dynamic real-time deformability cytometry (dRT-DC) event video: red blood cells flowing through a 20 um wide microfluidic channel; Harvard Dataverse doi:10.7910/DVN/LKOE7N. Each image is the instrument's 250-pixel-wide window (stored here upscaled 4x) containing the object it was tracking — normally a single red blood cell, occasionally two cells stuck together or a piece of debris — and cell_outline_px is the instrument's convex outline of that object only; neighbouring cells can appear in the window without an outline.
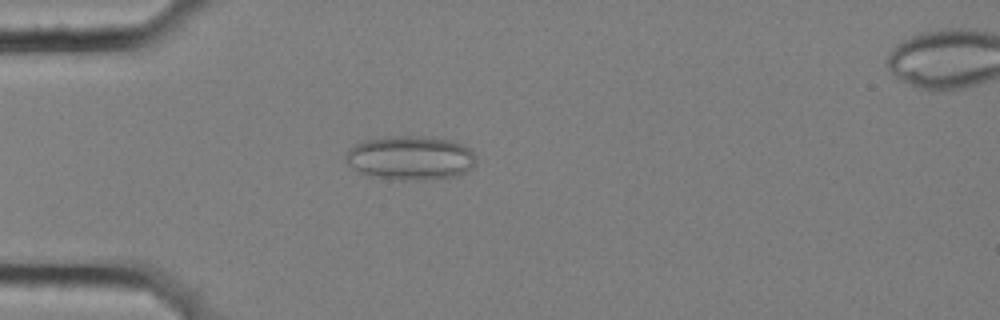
{"species": "common noctule bat (a hibernating species)", "species_latin": "Nyctalus noctula", "temperature_condition": "cold", "stored_images_in_passage": 51, "camera_frame_rate_fps": 3000, "um_per_image_px": 0.085, "animal": {"sex": "female", "body_mass_g": 25.1}, "frame": {"image": 1, "passage_image": 10, "time_ms": 3.0, "image_size_px": [1000, 320], "cell_outline_px": [[476, 164], [464, 172], [456, 176], [424, 180], [400, 180], [368, 176], [360, 172], [348, 164], [344, 160], [344, 152], [348, 148], [364, 140], [388, 136], [420, 136], [448, 140], [460, 144], [468, 148], [476, 156]], "centroid_in_image_um": [34.83, 13.43], "position_along_channel_um": 50.2, "area_um2": 33.64}}
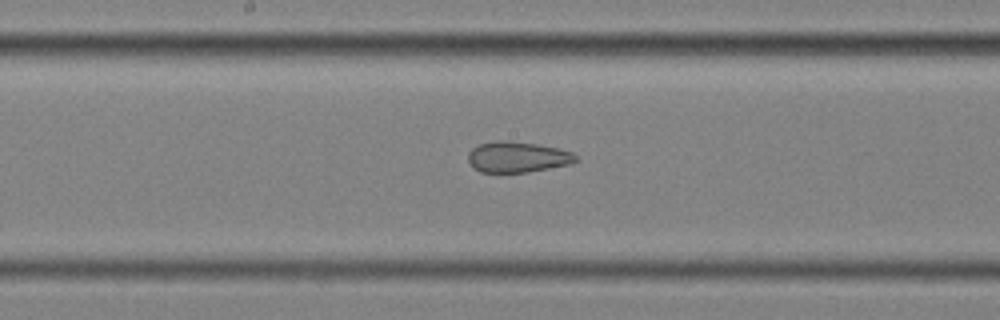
{"frame": {"image": 2, "passage_image": 24, "time_ms": 7.667, "image_size_px": [1000, 320], "cell_outline_px": [[576, 160], [572, 164], [528, 172], [480, 172], [472, 168], [468, 160], [468, 152], [472, 148], [480, 144], [496, 140], [504, 140], [536, 144], [560, 148], [572, 152], [576, 156]], "centroid_in_image_um": [43.97, 13.35], "position_along_channel_um": 204.2, "area_um2": 19.42}}
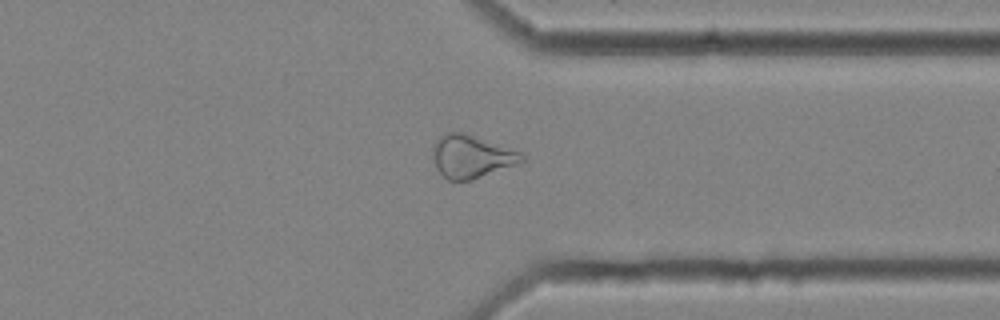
{"frame": {"image": 3, "passage_image": 38, "time_ms": 12.333, "image_size_px": [1000, 320], "cell_outline_px": [[524, 160], [516, 164], [472, 180], [448, 180], [436, 168], [432, 152], [432, 148], [436, 140], [444, 132], [464, 132], [520, 152], [524, 156]], "centroid_in_image_um": [40.03, 13.29], "position_along_channel_um": 371.4, "area_um2": 21.96}, "authors_computed_cell_mechanics": {"area_um2": 24.3916, "velocity_mm_per_s": 3.588, "shape_relaxation_time_tau1_ms": null, "shape_relaxation_time_tau2_ms": 2.7891, "deformation_change_tau1": null, "deformation_change_tau2": 0.107}}